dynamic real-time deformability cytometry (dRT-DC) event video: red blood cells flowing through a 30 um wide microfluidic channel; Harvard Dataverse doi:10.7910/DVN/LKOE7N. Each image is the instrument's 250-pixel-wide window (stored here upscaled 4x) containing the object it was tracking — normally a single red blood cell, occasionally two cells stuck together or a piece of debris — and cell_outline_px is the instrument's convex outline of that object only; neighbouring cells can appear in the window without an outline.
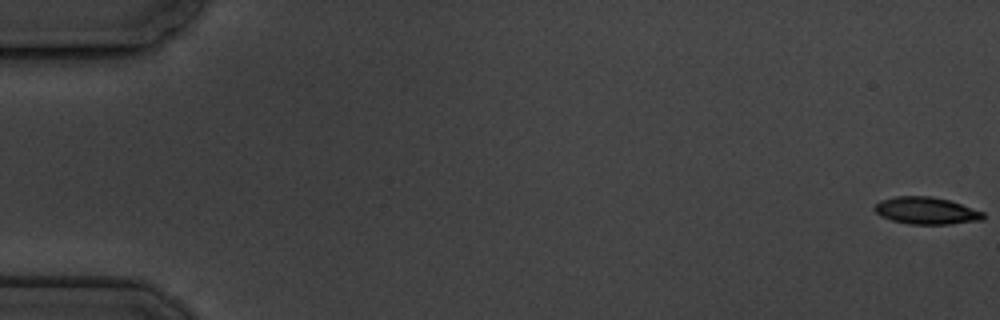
{"species": "common noctule bat (a hibernating species)", "species_latin": "Nyctalus noctula", "temperature_condition": "cold", "stored_images_in_passage": 6, "segment_of_instrument_passage": [1, 2], "camera_frame_rate_fps": 3000, "um_per_image_px": 0.085, "animal": {"sex": "male", "body_mass_g": 19.5, "forearm_length_mm": 54.6}, "frame": {"image": 1, "passage_image": 1, "time_ms": 0.0, "image_size_px": [1000, 320], "cell_outline_px": [[984, 220], [948, 224], [908, 224], [892, 220], [880, 216], [872, 208], [880, 200], [896, 196], [932, 196], [948, 200], [984, 212]], "centroid_in_image_um": [78.71, 17.91], "position_along_channel_um": 6.3, "area_um2": 17.17}}
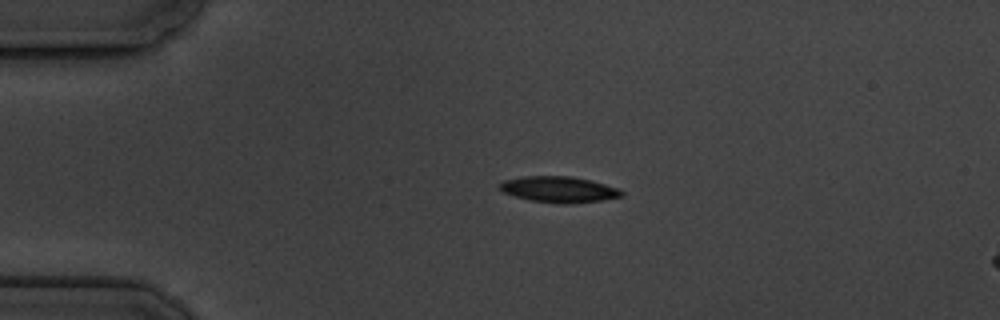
{"frame": {"image": 2, "passage_image": 4, "time_ms": 4.333, "image_size_px": [1000, 320], "cell_outline_px": [[624, 196], [604, 200], [572, 204], [564, 204], [532, 200], [516, 196], [504, 192], [500, 188], [500, 184], [504, 180], [524, 176], [572, 176], [592, 180], [620, 188], [624, 192]], "centroid_in_image_um": [47.61, 16.1], "position_along_channel_um": 37.4, "area_um2": 18.55}}